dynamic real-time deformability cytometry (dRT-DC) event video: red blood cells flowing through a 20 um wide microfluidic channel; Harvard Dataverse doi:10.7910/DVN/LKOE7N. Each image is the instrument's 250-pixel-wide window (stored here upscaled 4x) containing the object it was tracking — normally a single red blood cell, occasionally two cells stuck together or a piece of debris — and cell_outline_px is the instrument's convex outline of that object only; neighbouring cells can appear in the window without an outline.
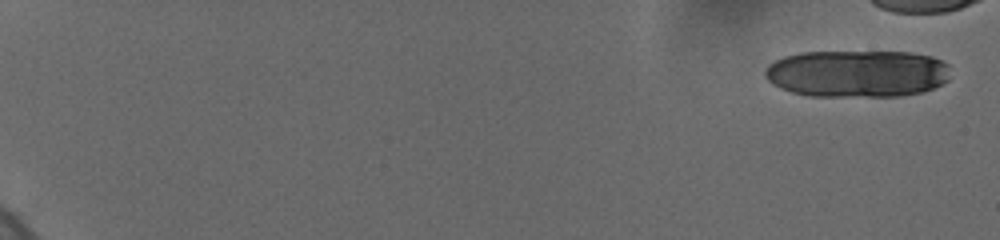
{"species": "human", "species_latin": "Homo sapiens", "temperature_condition": "cold", "stored_images_in_passage": 17, "camera_frame_rate_fps": 3000, "um_per_image_px": 0.085, "donor": {"sex": "female"}, "frame": {"image": 1, "passage_image": 1, "time_ms": 0.0, "image_size_px": [1000, 240], "cell_outline_px": [[948, 80], [924, 92], [900, 96], [808, 96], [792, 92], [780, 88], [772, 84], [764, 76], [764, 68], [768, 64], [784, 56], [800, 52], [912, 52], [932, 56], [948, 64]], "centroid_in_image_um": [72.83, 6.25], "position_along_channel_um": 12.2, "area_um2": 51.38}}